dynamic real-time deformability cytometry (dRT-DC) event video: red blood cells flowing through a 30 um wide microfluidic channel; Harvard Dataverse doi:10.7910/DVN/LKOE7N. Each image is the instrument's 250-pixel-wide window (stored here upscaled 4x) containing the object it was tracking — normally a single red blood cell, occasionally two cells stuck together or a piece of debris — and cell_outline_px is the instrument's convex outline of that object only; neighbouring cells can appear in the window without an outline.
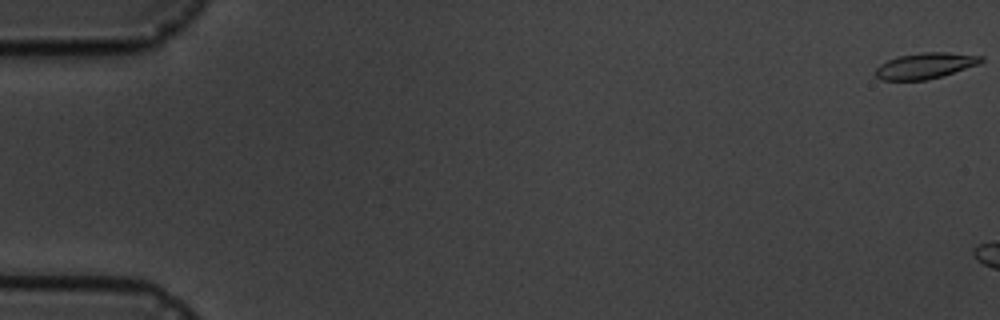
{"species": "common noctule bat (a hibernating species)", "species_latin": "Nyctalus noctula", "temperature_condition": "cold", "stored_images_in_passage": 6, "camera_frame_rate_fps": 3000, "um_per_image_px": 0.085, "animal": {"sex": "male", "body_mass_g": 19.5, "forearm_length_mm": 54.6}, "frame": {"image": 1, "passage_image": 1, "time_ms": 0.0, "image_size_px": [1000, 320], "cell_outline_px": [[984, 60], [976, 64], [940, 76], [924, 80], [880, 80], [876, 76], [876, 68], [880, 64], [888, 60], [900, 56], [924, 52], [944, 52], [984, 56]], "centroid_in_image_um": [78.6, 5.58], "position_along_channel_um": 6.4, "area_um2": 15.49}}
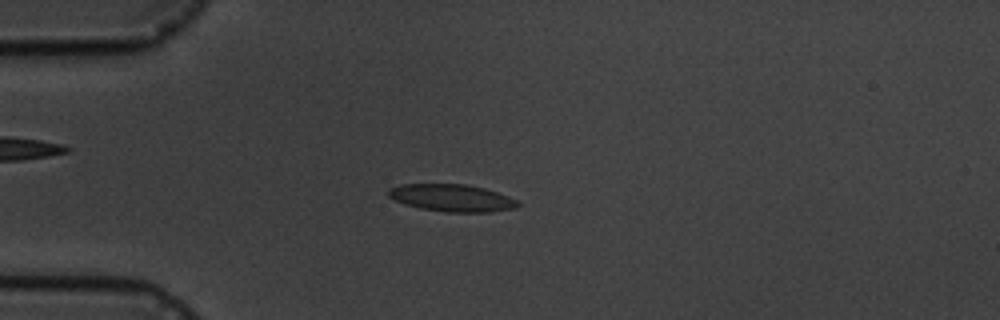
{"frame": {"image": 2, "passage_image": 6, "time_ms": 6.667, "image_size_px": [1000, 320], "cell_outline_px": [[520, 204], [516, 208], [488, 212], [448, 212], [420, 208], [404, 204], [388, 196], [388, 188], [400, 184], [464, 184], [484, 188], [508, 196], [516, 200]], "centroid_in_image_um": [38.39, 16.82], "position_along_channel_um": 46.6, "area_um2": 20.46}}